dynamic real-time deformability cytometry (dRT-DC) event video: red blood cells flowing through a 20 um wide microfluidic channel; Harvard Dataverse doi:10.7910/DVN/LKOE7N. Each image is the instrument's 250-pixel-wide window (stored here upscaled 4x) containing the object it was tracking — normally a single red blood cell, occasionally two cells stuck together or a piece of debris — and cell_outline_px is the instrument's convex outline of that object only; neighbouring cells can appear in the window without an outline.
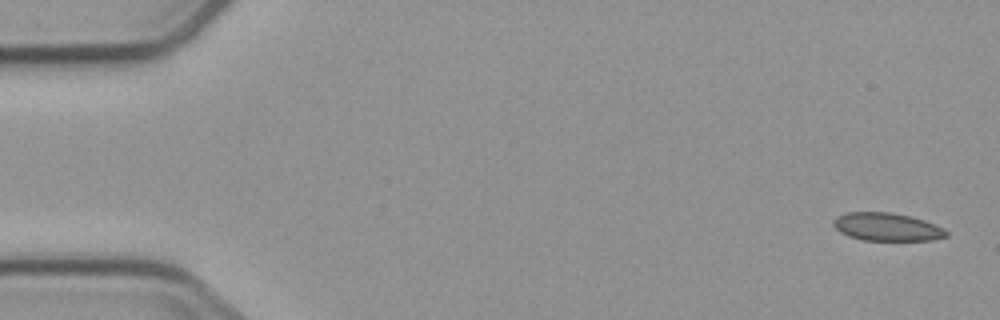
{"species": "common noctule bat (a hibernating species)", "species_latin": "Nyctalus noctula", "temperature_condition": "cold", "stored_images_in_passage": 6, "camera_frame_rate_fps": 3000, "um_per_image_px": 0.085, "animal": {"sex": "male", "body_mass_g": 23.1, "forearm_length_mm": 52.7}, "frame": {"image": 1, "passage_image": 1, "time_ms": 0.0, "image_size_px": [1000, 320], "cell_outline_px": [[948, 236], [932, 240], [864, 240], [848, 236], [840, 232], [832, 224], [832, 220], [836, 216], [848, 212], [892, 212], [924, 220], [944, 228], [948, 232]], "centroid_in_image_um": [75.37, 19.28], "position_along_channel_um": 9.6, "area_um2": 18.44}}